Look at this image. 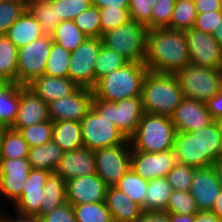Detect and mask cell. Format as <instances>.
Wrapping results in <instances>:
<instances>
[{
    "label": "cell",
    "instance_id": "cell-54",
    "mask_svg": "<svg viewBox=\"0 0 222 222\" xmlns=\"http://www.w3.org/2000/svg\"><path fill=\"white\" fill-rule=\"evenodd\" d=\"M92 5L99 9L105 7L129 8V0H93Z\"/></svg>",
    "mask_w": 222,
    "mask_h": 222
},
{
    "label": "cell",
    "instance_id": "cell-13",
    "mask_svg": "<svg viewBox=\"0 0 222 222\" xmlns=\"http://www.w3.org/2000/svg\"><path fill=\"white\" fill-rule=\"evenodd\" d=\"M94 94L89 88L79 87L73 94L48 103L52 122L71 120L80 122L92 108Z\"/></svg>",
    "mask_w": 222,
    "mask_h": 222
},
{
    "label": "cell",
    "instance_id": "cell-22",
    "mask_svg": "<svg viewBox=\"0 0 222 222\" xmlns=\"http://www.w3.org/2000/svg\"><path fill=\"white\" fill-rule=\"evenodd\" d=\"M176 161L195 168H207L213 165L209 157H201L200 132H177L174 148Z\"/></svg>",
    "mask_w": 222,
    "mask_h": 222
},
{
    "label": "cell",
    "instance_id": "cell-8",
    "mask_svg": "<svg viewBox=\"0 0 222 222\" xmlns=\"http://www.w3.org/2000/svg\"><path fill=\"white\" fill-rule=\"evenodd\" d=\"M80 123L83 147L90 151L123 144L127 140L111 120L100 116L93 108L88 111Z\"/></svg>",
    "mask_w": 222,
    "mask_h": 222
},
{
    "label": "cell",
    "instance_id": "cell-11",
    "mask_svg": "<svg viewBox=\"0 0 222 222\" xmlns=\"http://www.w3.org/2000/svg\"><path fill=\"white\" fill-rule=\"evenodd\" d=\"M102 45L101 38L88 37L71 52L69 78L77 86L89 89L95 87V62Z\"/></svg>",
    "mask_w": 222,
    "mask_h": 222
},
{
    "label": "cell",
    "instance_id": "cell-20",
    "mask_svg": "<svg viewBox=\"0 0 222 222\" xmlns=\"http://www.w3.org/2000/svg\"><path fill=\"white\" fill-rule=\"evenodd\" d=\"M54 173L65 182L79 176L96 173L94 151L81 147L63 153Z\"/></svg>",
    "mask_w": 222,
    "mask_h": 222
},
{
    "label": "cell",
    "instance_id": "cell-65",
    "mask_svg": "<svg viewBox=\"0 0 222 222\" xmlns=\"http://www.w3.org/2000/svg\"><path fill=\"white\" fill-rule=\"evenodd\" d=\"M5 214H0V222H4Z\"/></svg>",
    "mask_w": 222,
    "mask_h": 222
},
{
    "label": "cell",
    "instance_id": "cell-41",
    "mask_svg": "<svg viewBox=\"0 0 222 222\" xmlns=\"http://www.w3.org/2000/svg\"><path fill=\"white\" fill-rule=\"evenodd\" d=\"M17 131H19L29 147L41 146L52 140L53 122L49 119L42 123L19 128Z\"/></svg>",
    "mask_w": 222,
    "mask_h": 222
},
{
    "label": "cell",
    "instance_id": "cell-37",
    "mask_svg": "<svg viewBox=\"0 0 222 222\" xmlns=\"http://www.w3.org/2000/svg\"><path fill=\"white\" fill-rule=\"evenodd\" d=\"M148 180L140 177L132 168H130L115 187L124 192L133 202L139 204L142 208Z\"/></svg>",
    "mask_w": 222,
    "mask_h": 222
},
{
    "label": "cell",
    "instance_id": "cell-60",
    "mask_svg": "<svg viewBox=\"0 0 222 222\" xmlns=\"http://www.w3.org/2000/svg\"><path fill=\"white\" fill-rule=\"evenodd\" d=\"M212 167L215 170L217 180L222 188V157H220L216 162H214Z\"/></svg>",
    "mask_w": 222,
    "mask_h": 222
},
{
    "label": "cell",
    "instance_id": "cell-14",
    "mask_svg": "<svg viewBox=\"0 0 222 222\" xmlns=\"http://www.w3.org/2000/svg\"><path fill=\"white\" fill-rule=\"evenodd\" d=\"M176 161L173 149L151 153L131 148V168L143 179L153 180L166 177L174 168Z\"/></svg>",
    "mask_w": 222,
    "mask_h": 222
},
{
    "label": "cell",
    "instance_id": "cell-10",
    "mask_svg": "<svg viewBox=\"0 0 222 222\" xmlns=\"http://www.w3.org/2000/svg\"><path fill=\"white\" fill-rule=\"evenodd\" d=\"M96 174L108 187H115L131 168V144L127 139L123 144L94 151Z\"/></svg>",
    "mask_w": 222,
    "mask_h": 222
},
{
    "label": "cell",
    "instance_id": "cell-15",
    "mask_svg": "<svg viewBox=\"0 0 222 222\" xmlns=\"http://www.w3.org/2000/svg\"><path fill=\"white\" fill-rule=\"evenodd\" d=\"M31 169L28 158H1L0 193L3 197L15 204L22 196Z\"/></svg>",
    "mask_w": 222,
    "mask_h": 222
},
{
    "label": "cell",
    "instance_id": "cell-66",
    "mask_svg": "<svg viewBox=\"0 0 222 222\" xmlns=\"http://www.w3.org/2000/svg\"><path fill=\"white\" fill-rule=\"evenodd\" d=\"M220 92H222V77H221V82H220Z\"/></svg>",
    "mask_w": 222,
    "mask_h": 222
},
{
    "label": "cell",
    "instance_id": "cell-12",
    "mask_svg": "<svg viewBox=\"0 0 222 222\" xmlns=\"http://www.w3.org/2000/svg\"><path fill=\"white\" fill-rule=\"evenodd\" d=\"M190 64L222 70V49L213 35L190 28L184 31Z\"/></svg>",
    "mask_w": 222,
    "mask_h": 222
},
{
    "label": "cell",
    "instance_id": "cell-57",
    "mask_svg": "<svg viewBox=\"0 0 222 222\" xmlns=\"http://www.w3.org/2000/svg\"><path fill=\"white\" fill-rule=\"evenodd\" d=\"M193 222H222L220 218L211 211H199Z\"/></svg>",
    "mask_w": 222,
    "mask_h": 222
},
{
    "label": "cell",
    "instance_id": "cell-3",
    "mask_svg": "<svg viewBox=\"0 0 222 222\" xmlns=\"http://www.w3.org/2000/svg\"><path fill=\"white\" fill-rule=\"evenodd\" d=\"M148 68L139 62H129L123 68L100 78L92 89L94 98L116 102L129 97H141Z\"/></svg>",
    "mask_w": 222,
    "mask_h": 222
},
{
    "label": "cell",
    "instance_id": "cell-40",
    "mask_svg": "<svg viewBox=\"0 0 222 222\" xmlns=\"http://www.w3.org/2000/svg\"><path fill=\"white\" fill-rule=\"evenodd\" d=\"M77 222H114L106 202L72 205Z\"/></svg>",
    "mask_w": 222,
    "mask_h": 222
},
{
    "label": "cell",
    "instance_id": "cell-48",
    "mask_svg": "<svg viewBox=\"0 0 222 222\" xmlns=\"http://www.w3.org/2000/svg\"><path fill=\"white\" fill-rule=\"evenodd\" d=\"M176 0H157L151 16V29L168 28Z\"/></svg>",
    "mask_w": 222,
    "mask_h": 222
},
{
    "label": "cell",
    "instance_id": "cell-56",
    "mask_svg": "<svg viewBox=\"0 0 222 222\" xmlns=\"http://www.w3.org/2000/svg\"><path fill=\"white\" fill-rule=\"evenodd\" d=\"M16 213L17 216L12 218L11 215L8 217L5 214L4 222H41L40 216L38 215L23 214L18 211H16Z\"/></svg>",
    "mask_w": 222,
    "mask_h": 222
},
{
    "label": "cell",
    "instance_id": "cell-51",
    "mask_svg": "<svg viewBox=\"0 0 222 222\" xmlns=\"http://www.w3.org/2000/svg\"><path fill=\"white\" fill-rule=\"evenodd\" d=\"M41 222H77L73 212V206L66 202L56 207L51 212L40 216Z\"/></svg>",
    "mask_w": 222,
    "mask_h": 222
},
{
    "label": "cell",
    "instance_id": "cell-16",
    "mask_svg": "<svg viewBox=\"0 0 222 222\" xmlns=\"http://www.w3.org/2000/svg\"><path fill=\"white\" fill-rule=\"evenodd\" d=\"M107 188L96 173L70 179L66 182L67 202L71 205L105 202Z\"/></svg>",
    "mask_w": 222,
    "mask_h": 222
},
{
    "label": "cell",
    "instance_id": "cell-35",
    "mask_svg": "<svg viewBox=\"0 0 222 222\" xmlns=\"http://www.w3.org/2000/svg\"><path fill=\"white\" fill-rule=\"evenodd\" d=\"M199 132L201 157H209L213 162H216L221 157L222 131L214 121L207 127L199 129Z\"/></svg>",
    "mask_w": 222,
    "mask_h": 222
},
{
    "label": "cell",
    "instance_id": "cell-7",
    "mask_svg": "<svg viewBox=\"0 0 222 222\" xmlns=\"http://www.w3.org/2000/svg\"><path fill=\"white\" fill-rule=\"evenodd\" d=\"M92 108L116 125L126 139H130L144 115L141 97H129L116 102L93 98Z\"/></svg>",
    "mask_w": 222,
    "mask_h": 222
},
{
    "label": "cell",
    "instance_id": "cell-33",
    "mask_svg": "<svg viewBox=\"0 0 222 222\" xmlns=\"http://www.w3.org/2000/svg\"><path fill=\"white\" fill-rule=\"evenodd\" d=\"M18 48L5 36L0 35V77L16 82Z\"/></svg>",
    "mask_w": 222,
    "mask_h": 222
},
{
    "label": "cell",
    "instance_id": "cell-5",
    "mask_svg": "<svg viewBox=\"0 0 222 222\" xmlns=\"http://www.w3.org/2000/svg\"><path fill=\"white\" fill-rule=\"evenodd\" d=\"M148 28L133 19L102 34L103 45L129 62L144 64Z\"/></svg>",
    "mask_w": 222,
    "mask_h": 222
},
{
    "label": "cell",
    "instance_id": "cell-61",
    "mask_svg": "<svg viewBox=\"0 0 222 222\" xmlns=\"http://www.w3.org/2000/svg\"><path fill=\"white\" fill-rule=\"evenodd\" d=\"M213 37L217 41L220 48L222 49V21L219 27H217V29L214 31Z\"/></svg>",
    "mask_w": 222,
    "mask_h": 222
},
{
    "label": "cell",
    "instance_id": "cell-26",
    "mask_svg": "<svg viewBox=\"0 0 222 222\" xmlns=\"http://www.w3.org/2000/svg\"><path fill=\"white\" fill-rule=\"evenodd\" d=\"M173 191L167 177L149 180L142 204L143 212H165Z\"/></svg>",
    "mask_w": 222,
    "mask_h": 222
},
{
    "label": "cell",
    "instance_id": "cell-49",
    "mask_svg": "<svg viewBox=\"0 0 222 222\" xmlns=\"http://www.w3.org/2000/svg\"><path fill=\"white\" fill-rule=\"evenodd\" d=\"M157 0H129V15L141 24L147 26L148 30L151 29V16L152 9Z\"/></svg>",
    "mask_w": 222,
    "mask_h": 222
},
{
    "label": "cell",
    "instance_id": "cell-47",
    "mask_svg": "<svg viewBox=\"0 0 222 222\" xmlns=\"http://www.w3.org/2000/svg\"><path fill=\"white\" fill-rule=\"evenodd\" d=\"M102 34L123 25L130 20L128 8L105 7L99 9Z\"/></svg>",
    "mask_w": 222,
    "mask_h": 222
},
{
    "label": "cell",
    "instance_id": "cell-2",
    "mask_svg": "<svg viewBox=\"0 0 222 222\" xmlns=\"http://www.w3.org/2000/svg\"><path fill=\"white\" fill-rule=\"evenodd\" d=\"M183 98L174 74L147 72L141 93L144 113L171 117Z\"/></svg>",
    "mask_w": 222,
    "mask_h": 222
},
{
    "label": "cell",
    "instance_id": "cell-55",
    "mask_svg": "<svg viewBox=\"0 0 222 222\" xmlns=\"http://www.w3.org/2000/svg\"><path fill=\"white\" fill-rule=\"evenodd\" d=\"M137 222H169V215L166 212H143Z\"/></svg>",
    "mask_w": 222,
    "mask_h": 222
},
{
    "label": "cell",
    "instance_id": "cell-34",
    "mask_svg": "<svg viewBox=\"0 0 222 222\" xmlns=\"http://www.w3.org/2000/svg\"><path fill=\"white\" fill-rule=\"evenodd\" d=\"M29 145L17 130L2 128L1 158H28Z\"/></svg>",
    "mask_w": 222,
    "mask_h": 222
},
{
    "label": "cell",
    "instance_id": "cell-42",
    "mask_svg": "<svg viewBox=\"0 0 222 222\" xmlns=\"http://www.w3.org/2000/svg\"><path fill=\"white\" fill-rule=\"evenodd\" d=\"M26 10L27 1L6 0L0 2V35H5Z\"/></svg>",
    "mask_w": 222,
    "mask_h": 222
},
{
    "label": "cell",
    "instance_id": "cell-17",
    "mask_svg": "<svg viewBox=\"0 0 222 222\" xmlns=\"http://www.w3.org/2000/svg\"><path fill=\"white\" fill-rule=\"evenodd\" d=\"M171 120L177 132H194L215 121L207 110L206 103L186 97L175 109Z\"/></svg>",
    "mask_w": 222,
    "mask_h": 222
},
{
    "label": "cell",
    "instance_id": "cell-46",
    "mask_svg": "<svg viewBox=\"0 0 222 222\" xmlns=\"http://www.w3.org/2000/svg\"><path fill=\"white\" fill-rule=\"evenodd\" d=\"M51 4L56 8L57 19L73 20L92 6L89 0H55Z\"/></svg>",
    "mask_w": 222,
    "mask_h": 222
},
{
    "label": "cell",
    "instance_id": "cell-31",
    "mask_svg": "<svg viewBox=\"0 0 222 222\" xmlns=\"http://www.w3.org/2000/svg\"><path fill=\"white\" fill-rule=\"evenodd\" d=\"M27 10L35 17L43 34L45 36H52L61 19H57L56 8L51 2L45 0H28Z\"/></svg>",
    "mask_w": 222,
    "mask_h": 222
},
{
    "label": "cell",
    "instance_id": "cell-23",
    "mask_svg": "<svg viewBox=\"0 0 222 222\" xmlns=\"http://www.w3.org/2000/svg\"><path fill=\"white\" fill-rule=\"evenodd\" d=\"M28 87L47 104L67 97L79 88L69 77L58 78L47 75L37 77Z\"/></svg>",
    "mask_w": 222,
    "mask_h": 222
},
{
    "label": "cell",
    "instance_id": "cell-18",
    "mask_svg": "<svg viewBox=\"0 0 222 222\" xmlns=\"http://www.w3.org/2000/svg\"><path fill=\"white\" fill-rule=\"evenodd\" d=\"M49 120L48 105L28 86L20 87V105L13 130Z\"/></svg>",
    "mask_w": 222,
    "mask_h": 222
},
{
    "label": "cell",
    "instance_id": "cell-29",
    "mask_svg": "<svg viewBox=\"0 0 222 222\" xmlns=\"http://www.w3.org/2000/svg\"><path fill=\"white\" fill-rule=\"evenodd\" d=\"M21 86L16 82H9L0 90V128L13 126L19 110Z\"/></svg>",
    "mask_w": 222,
    "mask_h": 222
},
{
    "label": "cell",
    "instance_id": "cell-50",
    "mask_svg": "<svg viewBox=\"0 0 222 222\" xmlns=\"http://www.w3.org/2000/svg\"><path fill=\"white\" fill-rule=\"evenodd\" d=\"M222 21V10L198 13L193 28L204 33L213 35Z\"/></svg>",
    "mask_w": 222,
    "mask_h": 222
},
{
    "label": "cell",
    "instance_id": "cell-30",
    "mask_svg": "<svg viewBox=\"0 0 222 222\" xmlns=\"http://www.w3.org/2000/svg\"><path fill=\"white\" fill-rule=\"evenodd\" d=\"M67 202L66 182L57 174L51 173L43 187V200L40 216L51 212Z\"/></svg>",
    "mask_w": 222,
    "mask_h": 222
},
{
    "label": "cell",
    "instance_id": "cell-28",
    "mask_svg": "<svg viewBox=\"0 0 222 222\" xmlns=\"http://www.w3.org/2000/svg\"><path fill=\"white\" fill-rule=\"evenodd\" d=\"M63 153L62 148L52 139L41 146L30 147L28 160L31 168L54 173Z\"/></svg>",
    "mask_w": 222,
    "mask_h": 222
},
{
    "label": "cell",
    "instance_id": "cell-38",
    "mask_svg": "<svg viewBox=\"0 0 222 222\" xmlns=\"http://www.w3.org/2000/svg\"><path fill=\"white\" fill-rule=\"evenodd\" d=\"M71 52L52 42L44 75L58 78L69 77V62Z\"/></svg>",
    "mask_w": 222,
    "mask_h": 222
},
{
    "label": "cell",
    "instance_id": "cell-1",
    "mask_svg": "<svg viewBox=\"0 0 222 222\" xmlns=\"http://www.w3.org/2000/svg\"><path fill=\"white\" fill-rule=\"evenodd\" d=\"M144 64L149 71L168 74H175L190 64L184 31L168 28L148 30Z\"/></svg>",
    "mask_w": 222,
    "mask_h": 222
},
{
    "label": "cell",
    "instance_id": "cell-43",
    "mask_svg": "<svg viewBox=\"0 0 222 222\" xmlns=\"http://www.w3.org/2000/svg\"><path fill=\"white\" fill-rule=\"evenodd\" d=\"M76 26L90 38H101L99 8L91 6L73 19Z\"/></svg>",
    "mask_w": 222,
    "mask_h": 222
},
{
    "label": "cell",
    "instance_id": "cell-6",
    "mask_svg": "<svg viewBox=\"0 0 222 222\" xmlns=\"http://www.w3.org/2000/svg\"><path fill=\"white\" fill-rule=\"evenodd\" d=\"M186 98L206 103L220 90L222 70L188 64L174 74Z\"/></svg>",
    "mask_w": 222,
    "mask_h": 222
},
{
    "label": "cell",
    "instance_id": "cell-59",
    "mask_svg": "<svg viewBox=\"0 0 222 222\" xmlns=\"http://www.w3.org/2000/svg\"><path fill=\"white\" fill-rule=\"evenodd\" d=\"M211 212L215 213L222 221V191L220 192L219 196L216 198Z\"/></svg>",
    "mask_w": 222,
    "mask_h": 222
},
{
    "label": "cell",
    "instance_id": "cell-39",
    "mask_svg": "<svg viewBox=\"0 0 222 222\" xmlns=\"http://www.w3.org/2000/svg\"><path fill=\"white\" fill-rule=\"evenodd\" d=\"M128 63L129 61L122 55L102 45L95 62V85L100 78L109 72L123 68Z\"/></svg>",
    "mask_w": 222,
    "mask_h": 222
},
{
    "label": "cell",
    "instance_id": "cell-62",
    "mask_svg": "<svg viewBox=\"0 0 222 222\" xmlns=\"http://www.w3.org/2000/svg\"><path fill=\"white\" fill-rule=\"evenodd\" d=\"M9 82L0 77V90L4 88Z\"/></svg>",
    "mask_w": 222,
    "mask_h": 222
},
{
    "label": "cell",
    "instance_id": "cell-44",
    "mask_svg": "<svg viewBox=\"0 0 222 222\" xmlns=\"http://www.w3.org/2000/svg\"><path fill=\"white\" fill-rule=\"evenodd\" d=\"M166 213L196 215L199 212L196 200L189 191H173L169 200Z\"/></svg>",
    "mask_w": 222,
    "mask_h": 222
},
{
    "label": "cell",
    "instance_id": "cell-53",
    "mask_svg": "<svg viewBox=\"0 0 222 222\" xmlns=\"http://www.w3.org/2000/svg\"><path fill=\"white\" fill-rule=\"evenodd\" d=\"M197 13L221 10L222 0H194Z\"/></svg>",
    "mask_w": 222,
    "mask_h": 222
},
{
    "label": "cell",
    "instance_id": "cell-24",
    "mask_svg": "<svg viewBox=\"0 0 222 222\" xmlns=\"http://www.w3.org/2000/svg\"><path fill=\"white\" fill-rule=\"evenodd\" d=\"M105 202L114 222H137L143 214L141 206L116 187L107 188Z\"/></svg>",
    "mask_w": 222,
    "mask_h": 222
},
{
    "label": "cell",
    "instance_id": "cell-32",
    "mask_svg": "<svg viewBox=\"0 0 222 222\" xmlns=\"http://www.w3.org/2000/svg\"><path fill=\"white\" fill-rule=\"evenodd\" d=\"M51 37L53 42L70 52H73L88 38V36L76 26L73 20L61 21L56 26Z\"/></svg>",
    "mask_w": 222,
    "mask_h": 222
},
{
    "label": "cell",
    "instance_id": "cell-19",
    "mask_svg": "<svg viewBox=\"0 0 222 222\" xmlns=\"http://www.w3.org/2000/svg\"><path fill=\"white\" fill-rule=\"evenodd\" d=\"M221 191L212 166L195 170L189 192L196 200L199 211H211Z\"/></svg>",
    "mask_w": 222,
    "mask_h": 222
},
{
    "label": "cell",
    "instance_id": "cell-63",
    "mask_svg": "<svg viewBox=\"0 0 222 222\" xmlns=\"http://www.w3.org/2000/svg\"><path fill=\"white\" fill-rule=\"evenodd\" d=\"M216 123L218 124L219 126V129L222 131V117L218 118L217 120H215Z\"/></svg>",
    "mask_w": 222,
    "mask_h": 222
},
{
    "label": "cell",
    "instance_id": "cell-9",
    "mask_svg": "<svg viewBox=\"0 0 222 222\" xmlns=\"http://www.w3.org/2000/svg\"><path fill=\"white\" fill-rule=\"evenodd\" d=\"M52 37L43 36L18 49L16 83L28 86L43 76L52 47Z\"/></svg>",
    "mask_w": 222,
    "mask_h": 222
},
{
    "label": "cell",
    "instance_id": "cell-27",
    "mask_svg": "<svg viewBox=\"0 0 222 222\" xmlns=\"http://www.w3.org/2000/svg\"><path fill=\"white\" fill-rule=\"evenodd\" d=\"M52 139L64 153L83 147L81 123L71 120L53 122Z\"/></svg>",
    "mask_w": 222,
    "mask_h": 222
},
{
    "label": "cell",
    "instance_id": "cell-64",
    "mask_svg": "<svg viewBox=\"0 0 222 222\" xmlns=\"http://www.w3.org/2000/svg\"><path fill=\"white\" fill-rule=\"evenodd\" d=\"M1 140H2V128H0V161H1Z\"/></svg>",
    "mask_w": 222,
    "mask_h": 222
},
{
    "label": "cell",
    "instance_id": "cell-36",
    "mask_svg": "<svg viewBox=\"0 0 222 222\" xmlns=\"http://www.w3.org/2000/svg\"><path fill=\"white\" fill-rule=\"evenodd\" d=\"M197 15L194 0H176L170 20V29L186 31L193 28Z\"/></svg>",
    "mask_w": 222,
    "mask_h": 222
},
{
    "label": "cell",
    "instance_id": "cell-58",
    "mask_svg": "<svg viewBox=\"0 0 222 222\" xmlns=\"http://www.w3.org/2000/svg\"><path fill=\"white\" fill-rule=\"evenodd\" d=\"M169 222H193L195 215H182V214H174L168 213Z\"/></svg>",
    "mask_w": 222,
    "mask_h": 222
},
{
    "label": "cell",
    "instance_id": "cell-4",
    "mask_svg": "<svg viewBox=\"0 0 222 222\" xmlns=\"http://www.w3.org/2000/svg\"><path fill=\"white\" fill-rule=\"evenodd\" d=\"M176 133L171 117L144 113L129 141L136 151L163 152L174 148Z\"/></svg>",
    "mask_w": 222,
    "mask_h": 222
},
{
    "label": "cell",
    "instance_id": "cell-25",
    "mask_svg": "<svg viewBox=\"0 0 222 222\" xmlns=\"http://www.w3.org/2000/svg\"><path fill=\"white\" fill-rule=\"evenodd\" d=\"M5 36L19 49L44 36L35 17L28 11L7 30Z\"/></svg>",
    "mask_w": 222,
    "mask_h": 222
},
{
    "label": "cell",
    "instance_id": "cell-52",
    "mask_svg": "<svg viewBox=\"0 0 222 222\" xmlns=\"http://www.w3.org/2000/svg\"><path fill=\"white\" fill-rule=\"evenodd\" d=\"M207 110L214 120L222 117V92H218L206 102Z\"/></svg>",
    "mask_w": 222,
    "mask_h": 222
},
{
    "label": "cell",
    "instance_id": "cell-67",
    "mask_svg": "<svg viewBox=\"0 0 222 222\" xmlns=\"http://www.w3.org/2000/svg\"><path fill=\"white\" fill-rule=\"evenodd\" d=\"M6 1V0H0V2ZM14 1H28V0H14Z\"/></svg>",
    "mask_w": 222,
    "mask_h": 222
},
{
    "label": "cell",
    "instance_id": "cell-45",
    "mask_svg": "<svg viewBox=\"0 0 222 222\" xmlns=\"http://www.w3.org/2000/svg\"><path fill=\"white\" fill-rule=\"evenodd\" d=\"M197 168L182 163H176L166 176L175 191H190V186Z\"/></svg>",
    "mask_w": 222,
    "mask_h": 222
},
{
    "label": "cell",
    "instance_id": "cell-21",
    "mask_svg": "<svg viewBox=\"0 0 222 222\" xmlns=\"http://www.w3.org/2000/svg\"><path fill=\"white\" fill-rule=\"evenodd\" d=\"M50 174L51 172L32 168L22 189V196L13 205V209L23 214L40 216L43 187Z\"/></svg>",
    "mask_w": 222,
    "mask_h": 222
}]
</instances>
